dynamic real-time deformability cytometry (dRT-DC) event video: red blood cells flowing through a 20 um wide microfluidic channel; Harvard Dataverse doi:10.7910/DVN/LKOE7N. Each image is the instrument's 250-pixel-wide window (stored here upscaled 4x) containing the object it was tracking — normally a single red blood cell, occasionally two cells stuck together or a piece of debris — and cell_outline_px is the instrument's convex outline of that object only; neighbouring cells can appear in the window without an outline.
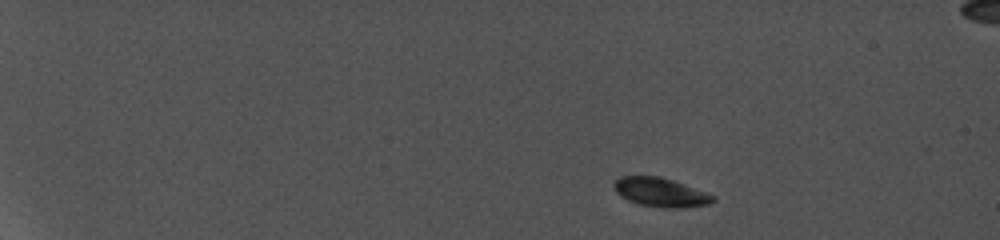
{"species": "common noctule bat (a hibernating species)", "species_latin": "Nyctalus noctula", "temperature_condition": "cold", "stored_images_in_passage": 6, "camera_frame_rate_fps": 5000, "um_per_image_px": 0.085, "animal": {"sex": "female", "body_mass_g": 19.0, "forearm_length_mm": 56.7}, "frame": {"image": 1, "passage_image": 1, "time_ms": 0.0, "image_size_px": [1000, 240], "cell_outline_px": [[716, 200], [708, 204], [684, 208], [664, 208], [640, 204], [628, 200], [620, 196], [616, 192], [612, 184], [620, 176], [660, 176], [708, 192], [716, 196]], "centroid_in_image_um": [56.17, 16.35], "position_along_channel_um": 28.8, "area_um2": 16.88}}
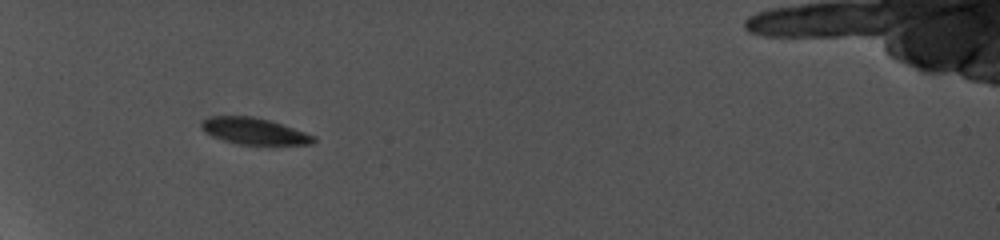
{"frame": {"image": 2, "passage_image": 5, "time_ms": 4.2, "image_size_px": [1000, 240], "cell_outline_px": [[316, 140], [312, 144], [236, 144], [212, 136], [204, 132], [200, 128], [200, 120], [208, 116], [252, 116], [268, 120], [316, 136]], "centroid_in_image_um": [21.52, 11.14], "position_along_channel_um": 63.5, "area_um2": 17.22}}